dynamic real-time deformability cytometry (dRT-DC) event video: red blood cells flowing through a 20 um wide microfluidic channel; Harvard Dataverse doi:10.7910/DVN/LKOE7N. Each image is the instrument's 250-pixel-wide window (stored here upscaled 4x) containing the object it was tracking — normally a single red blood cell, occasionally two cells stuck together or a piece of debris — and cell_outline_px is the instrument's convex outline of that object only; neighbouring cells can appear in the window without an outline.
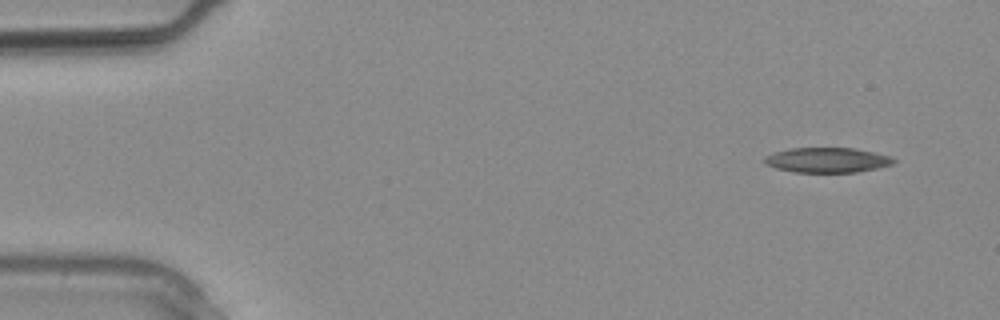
{"species": "common noctule bat (a hibernating species)", "species_latin": "Nyctalus noctula", "temperature_condition": "warm", "stored_images_in_passage": 5, "camera_frame_rate_fps": 3000, "um_per_image_px": 0.085, "animal": {"sex": "male", "body_mass_g": 20.4}, "frame": {"image": 1, "passage_image": 1, "time_ms": 0.0, "image_size_px": [1000, 320], "cell_outline_px": [[896, 160], [892, 164], [876, 168], [856, 172], [796, 172], [776, 168], [764, 164], [764, 156], [772, 152], [792, 148], [856, 148], [892, 156]], "centroid_in_image_um": [70.29, 13.6], "position_along_channel_um": 14.7, "area_um2": 18.84}}